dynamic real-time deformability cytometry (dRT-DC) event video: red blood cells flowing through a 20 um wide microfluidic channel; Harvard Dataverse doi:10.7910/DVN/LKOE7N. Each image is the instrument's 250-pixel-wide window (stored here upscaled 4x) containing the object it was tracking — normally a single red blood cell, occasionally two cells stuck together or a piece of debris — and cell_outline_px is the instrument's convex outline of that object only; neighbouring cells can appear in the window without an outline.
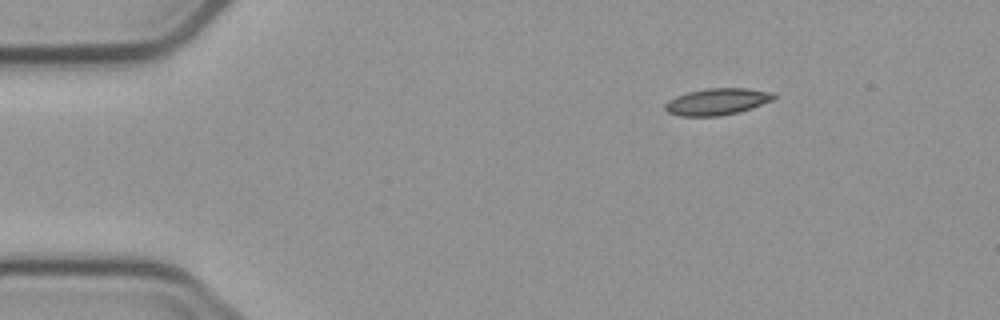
{"species": "common noctule bat (a hibernating species)", "species_latin": "Nyctalus noctula", "temperature_condition": "cold", "stored_images_in_passage": 4, "camera_frame_rate_fps": 3000, "um_per_image_px": 0.085, "animal": {"sex": "male", "body_mass_g": 23.1, "forearm_length_mm": 52.7}, "frame": {"image": 1, "passage_image": 1, "time_ms": 0.0, "image_size_px": [1000, 320], "cell_outline_px": [[776, 96], [772, 100], [736, 112], [720, 116], [680, 116], [668, 112], [664, 108], [664, 104], [668, 100], [676, 96], [688, 92], [708, 88], [748, 88], [772, 92]], "centroid_in_image_um": [60.9, 8.63], "position_along_channel_um": 24.1, "area_um2": 16.65}}
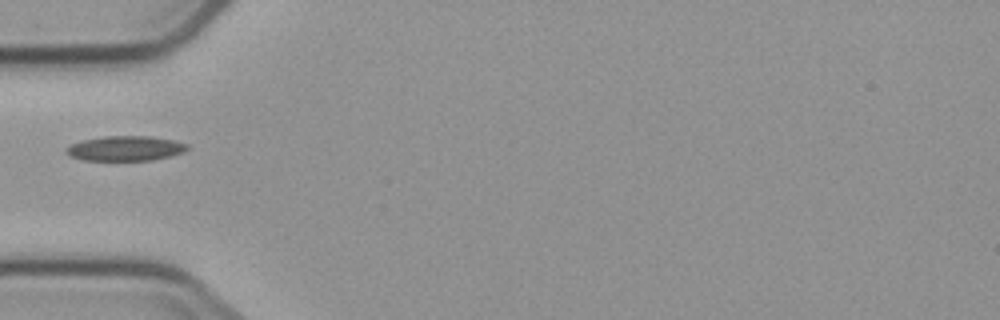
{"frame": {"image": 2, "passage_image": 4, "time_ms": 3.333, "image_size_px": [1000, 320], "cell_outline_px": [[188, 148], [184, 152], [152, 160], [84, 160], [68, 156], [64, 152], [64, 148], [72, 144], [84, 140], [104, 136], [148, 136], [172, 140], [188, 144]], "centroid_in_image_um": [10.61, 12.61], "position_along_channel_um": 74.4, "area_um2": 17.46}}